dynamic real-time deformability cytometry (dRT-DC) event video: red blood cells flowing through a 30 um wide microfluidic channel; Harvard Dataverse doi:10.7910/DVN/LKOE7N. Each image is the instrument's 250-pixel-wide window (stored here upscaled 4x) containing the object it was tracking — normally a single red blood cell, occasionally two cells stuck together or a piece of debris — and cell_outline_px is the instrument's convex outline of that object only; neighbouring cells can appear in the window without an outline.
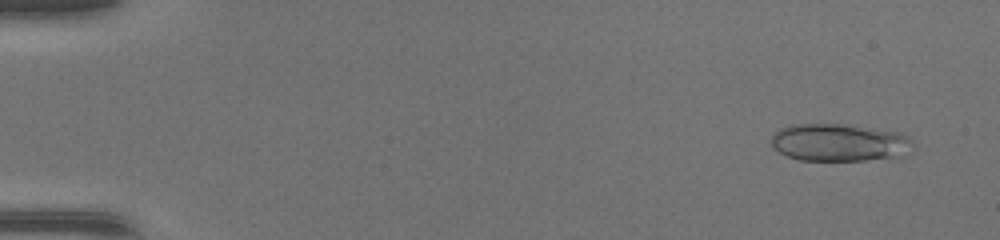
{"species": "common noctule bat (a hibernating species)", "species_latin": "Nyctalus noctula", "temperature_condition": "warm", "stored_images_in_passage": 46, "segment_of_instrument_passage": [1, 2], "camera_frame_rate_fps": 3000, "um_per_image_px": 0.085, "animal": {"sex": "female", "body_mass_g": 17.0, "forearm_length_mm": 48.0}, "frame": {"image": 1, "passage_image": 3, "time_ms": 0.667, "image_size_px": [1000, 240], "cell_outline_px": [[912, 140], [892, 156], [864, 160], [800, 160], [788, 156], [780, 152], [772, 144], [772, 136], [780, 128], [796, 124], [840, 124], [896, 132]], "centroid_in_image_um": [71.14, 12.1], "position_along_channel_um": 13.9, "area_um2": 29.36}}
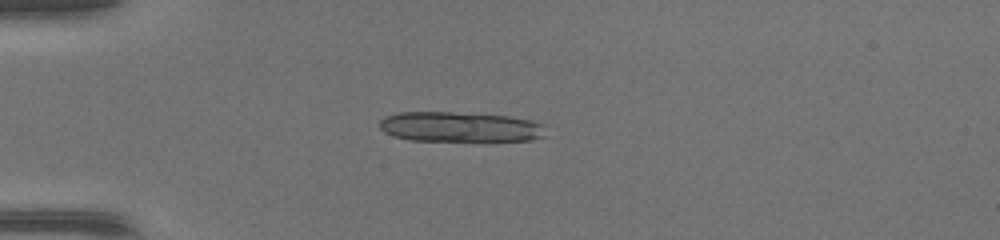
{"frame": {"image": 2, "passage_image": 13, "time_ms": 4.0, "image_size_px": [1000, 240], "cell_outline_px": [[548, 136], [532, 140], [408, 140], [392, 136], [384, 132], [380, 128], [380, 120], [384, 116], [400, 112], [452, 112], [508, 116], [528, 120], [544, 124]], "centroid_in_image_um": [39.1, 10.78], "position_along_channel_um": 45.9, "area_um2": 29.13}}